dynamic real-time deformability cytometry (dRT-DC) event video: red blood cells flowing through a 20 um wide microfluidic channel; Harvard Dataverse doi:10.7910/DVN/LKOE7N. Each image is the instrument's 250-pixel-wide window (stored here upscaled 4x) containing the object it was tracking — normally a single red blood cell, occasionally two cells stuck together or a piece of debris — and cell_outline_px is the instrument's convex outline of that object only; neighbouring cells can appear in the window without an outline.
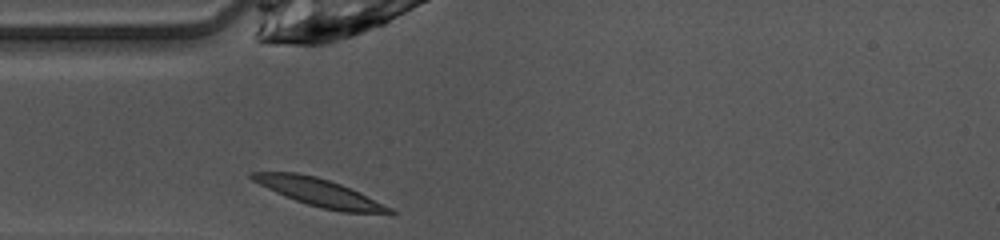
{"species": "common noctule bat (a hibernating species)", "species_latin": "Nyctalus noctula", "temperature_condition": "warm", "stored_images_in_passage": 25, "camera_frame_rate_fps": 3000, "um_per_image_px": 0.085, "animal": {"sex": "female", "body_mass_g": 10.0, "forearm_length_mm": 53.1}, "frame": {"image": 1, "passage_image": 1, "time_ms": 0.0, "image_size_px": [1000, 240], "cell_outline_px": [[396, 216], [392, 216], [344, 212], [324, 208], [308, 204], [296, 200], [276, 192], [252, 180], [248, 176], [248, 172], [296, 172], [316, 176], [340, 184], [392, 208], [396, 212]], "centroid_in_image_um": [27.24, 16.39], "position_along_channel_um": 57.8, "area_um2": 22.14}}
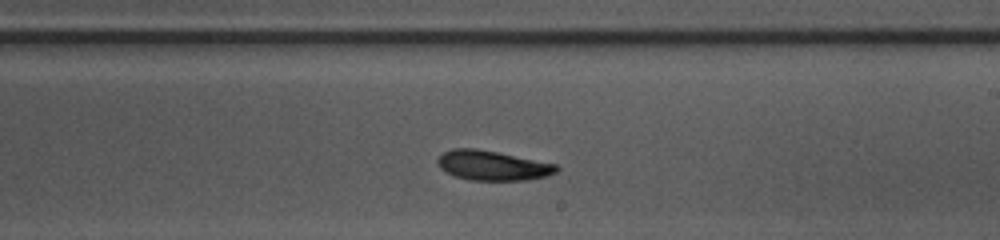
{"frame": {"image": 2, "passage_image": 15, "time_ms": 4.667, "image_size_px": [1000, 240], "cell_outline_px": [[560, 168], [556, 172], [548, 176], [524, 180], [472, 180], [456, 176], [440, 168], [436, 160], [444, 152], [452, 148], [476, 148], [556, 164]], "centroid_in_image_um": [41.87, 14.06], "position_along_channel_um": 247.1, "area_um2": 20.35}}
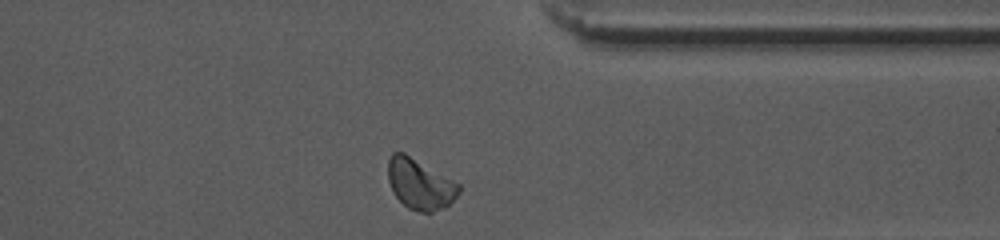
{"frame": {"image": 3, "passage_image": 25, "time_ms": 8.0, "image_size_px": [1000, 240], "cell_outline_px": [[460, 192], [444, 208], [432, 212], [416, 212], [408, 208], [392, 192], [388, 180], [388, 160], [392, 152], [404, 152], [460, 184]], "centroid_in_image_um": [35.68, 15.65], "position_along_channel_um": 375.7, "area_um2": 20.81}, "authors_computed_cell_mechanics": {"area_um2": 20.6346, "velocity_mm_per_s": 4.0795, "shape_relaxation_time_tau1_ms": 3.1843, "shape_relaxation_time_tau2_ms": null, "deformation_change_tau1": 0.1267, "deformation_change_tau2": null}}